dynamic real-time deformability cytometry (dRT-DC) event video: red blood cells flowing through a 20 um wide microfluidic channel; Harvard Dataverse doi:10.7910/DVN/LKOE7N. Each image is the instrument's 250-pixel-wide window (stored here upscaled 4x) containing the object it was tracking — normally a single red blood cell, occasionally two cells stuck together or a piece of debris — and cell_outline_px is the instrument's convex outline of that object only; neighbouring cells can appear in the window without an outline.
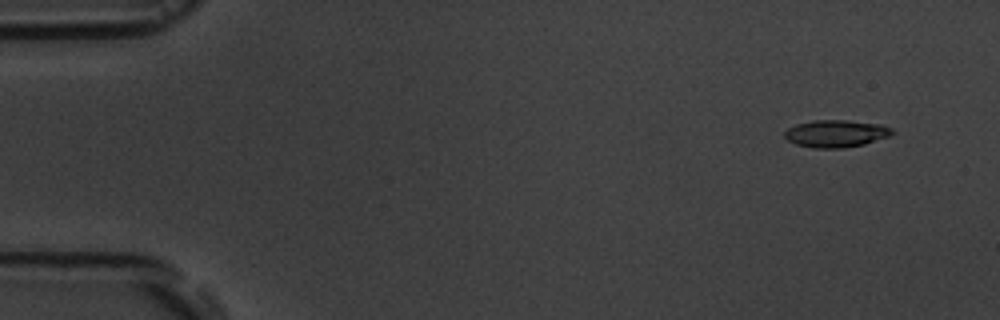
{"species": "common noctule bat (a hibernating species)", "species_latin": "Nyctalus noctula", "temperature_condition": "room temperature", "stored_images_in_passage": 5, "camera_frame_rate_fps": 3000, "um_per_image_px": 0.085, "animal": {"sex": "male", "body_mass_g": 19.5, "forearm_length_mm": 54.6}, "frame": {"image": 1, "passage_image": 1, "time_ms": 0.0, "image_size_px": [1000, 320], "cell_outline_px": [[896, 132], [892, 136], [864, 144], [844, 148], [812, 148], [796, 144], [788, 140], [784, 136], [784, 132], [788, 128], [796, 124], [812, 120], [844, 120], [880, 124], [892, 128]], "centroid_in_image_um": [71.09, 11.35], "position_along_channel_um": 13.9, "area_um2": 17.28}}
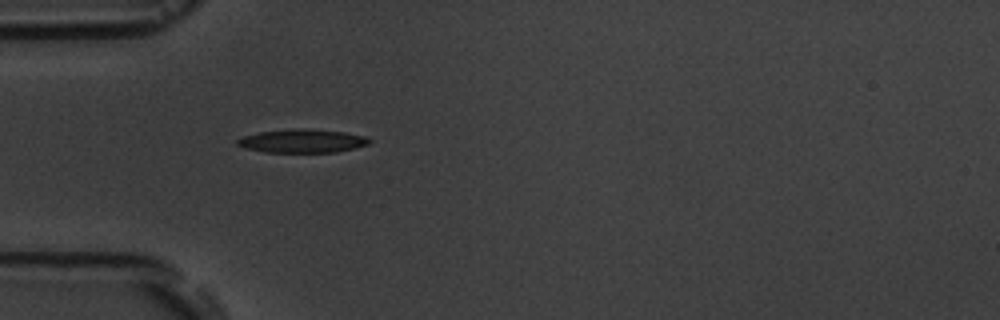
{"frame": {"image": 2, "passage_image": 5, "time_ms": 4.333, "image_size_px": [1000, 320], "cell_outline_px": [[372, 140], [368, 144], [356, 148], [336, 152], [264, 152], [244, 148], [236, 144], [236, 140], [244, 136], [260, 132], [296, 128], [304, 128], [344, 132], [364, 136]], "centroid_in_image_um": [25.69, 11.98], "position_along_channel_um": 59.3, "area_um2": 18.03}}